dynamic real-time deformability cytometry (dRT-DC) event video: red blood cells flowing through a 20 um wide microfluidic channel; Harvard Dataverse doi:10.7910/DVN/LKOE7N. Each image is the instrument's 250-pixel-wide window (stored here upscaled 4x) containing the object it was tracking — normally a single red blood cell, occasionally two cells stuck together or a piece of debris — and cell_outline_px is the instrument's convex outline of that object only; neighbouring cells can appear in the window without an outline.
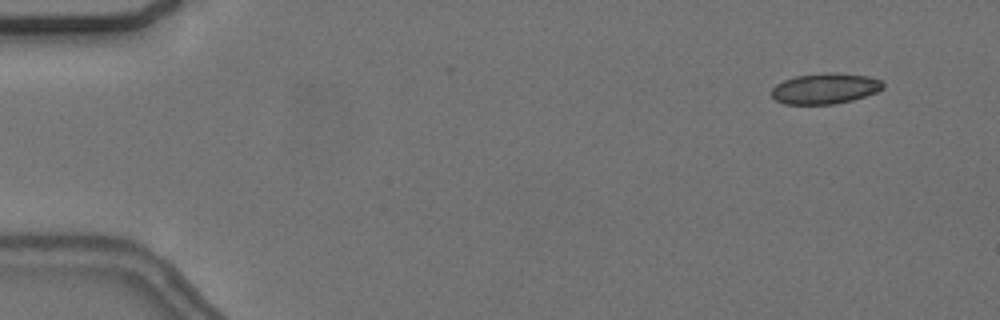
{"species": "common noctule bat (a hibernating species)", "species_latin": "Nyctalus noctula", "temperature_condition": "cold", "stored_images_in_passage": 7, "camera_frame_rate_fps": 3000, "um_per_image_px": 0.085, "animal": {"sex": "female", "body_mass_g": 24.6, "forearm_length_mm": 56.2}, "frame": {"image": 1, "passage_image": 4, "time_ms": 1.0, "image_size_px": [1000, 320], "cell_outline_px": [[884, 88], [876, 92], [852, 100], [836, 104], [784, 104], [776, 100], [772, 96], [772, 88], [776, 84], [784, 80], [796, 76], [828, 72], [868, 76], [880, 80], [884, 84]], "centroid_in_image_um": [70.12, 7.53], "position_along_channel_um": 14.9, "area_um2": 19.83}}